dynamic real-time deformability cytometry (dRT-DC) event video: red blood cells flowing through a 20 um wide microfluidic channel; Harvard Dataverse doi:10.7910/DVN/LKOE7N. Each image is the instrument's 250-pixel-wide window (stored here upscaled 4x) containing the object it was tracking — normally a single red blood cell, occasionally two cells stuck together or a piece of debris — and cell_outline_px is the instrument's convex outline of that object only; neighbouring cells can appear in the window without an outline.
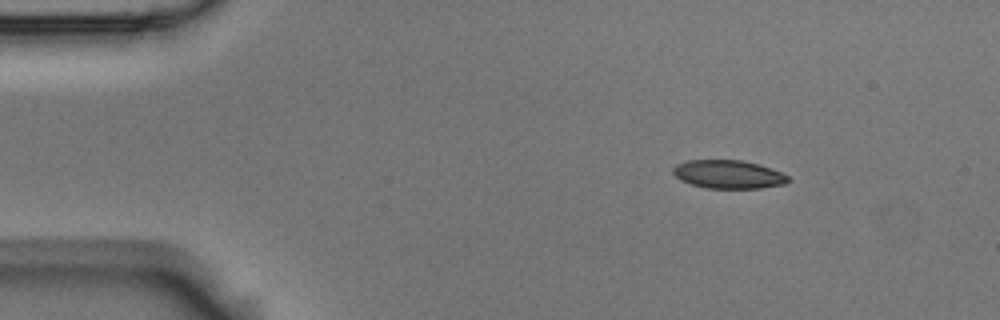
{"species": "Egyptian fruit bat (a non-hibernating species)", "species_latin": "Rousettus aegyptiacus", "temperature_condition": "room temperature", "stored_images_in_passage": 7, "camera_frame_rate_fps": 3000, "um_per_image_px": 0.085, "animal": {"sex": "male"}, "frame": {"image": 1, "passage_image": 1, "time_ms": 0.0, "image_size_px": [1000, 320], "cell_outline_px": [[792, 180], [788, 184], [760, 188], [708, 188], [692, 184], [680, 180], [672, 172], [672, 168], [676, 164], [688, 160], [740, 160], [760, 164], [772, 168], [788, 176]], "centroid_in_image_um": [61.95, 14.82], "position_along_channel_um": 23.0, "area_um2": 19.19}}
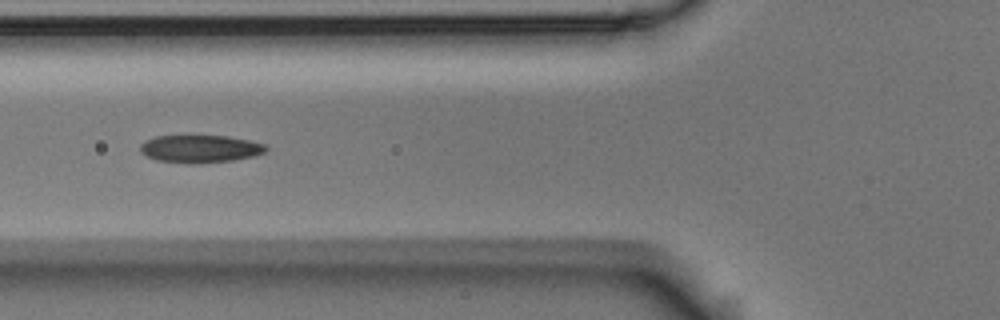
{"frame": {"image": 2, "passage_image": 5, "time_ms": 1.333, "image_size_px": [1000, 320], "cell_outline_px": [[268, 148], [264, 152], [252, 156], [232, 160], [156, 160], [140, 152], [140, 144], [144, 140], [156, 136], [188, 132], [228, 136], [248, 140], [264, 144]], "centroid_in_image_um": [16.96, 12.52], "position_along_channel_um": 108.8, "area_um2": 20.06}}
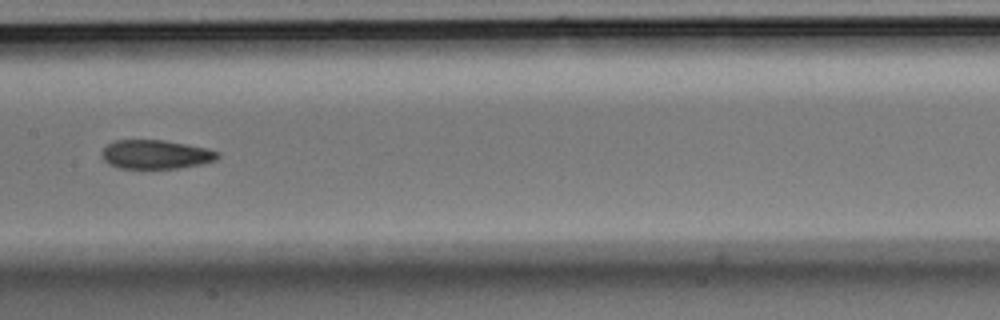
{"frame": {"image": 3, "passage_image": 7, "time_ms": 2.0, "image_size_px": [1000, 320], "cell_outline_px": [[220, 156], [216, 160], [204, 164], [180, 168], [120, 168], [108, 164], [104, 160], [104, 148], [108, 144], [116, 140], [164, 140], [208, 148], [220, 152]], "centroid_in_image_um": [13.32, 13.13], "position_along_channel_um": 194.1, "area_um2": 19.54}}